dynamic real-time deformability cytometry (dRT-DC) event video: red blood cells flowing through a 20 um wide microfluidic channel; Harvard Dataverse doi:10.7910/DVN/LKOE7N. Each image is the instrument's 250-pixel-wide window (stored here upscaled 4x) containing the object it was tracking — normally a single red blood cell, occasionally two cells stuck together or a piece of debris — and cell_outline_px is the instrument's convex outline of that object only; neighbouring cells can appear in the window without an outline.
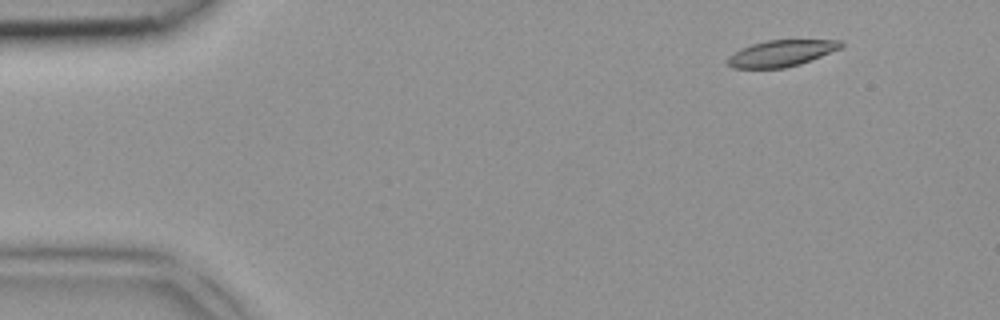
{"species": "common noctule bat (a hibernating species)", "species_latin": "Nyctalus noctula", "temperature_condition": "room temperature", "stored_images_in_passage": 4, "camera_frame_rate_fps": 3000, "um_per_image_px": 0.085, "animal": {"sex": "female", "body_mass_g": 18.4}, "frame": {"image": 1, "passage_image": 1, "time_ms": 0.0, "image_size_px": [1000, 320], "cell_outline_px": [[844, 44], [840, 48], [800, 64], [784, 68], [732, 68], [728, 64], [728, 56], [740, 48], [752, 44], [768, 40], [840, 40]], "centroid_in_image_um": [66.37, 4.53], "position_along_channel_um": 18.6, "area_um2": 17.22}}